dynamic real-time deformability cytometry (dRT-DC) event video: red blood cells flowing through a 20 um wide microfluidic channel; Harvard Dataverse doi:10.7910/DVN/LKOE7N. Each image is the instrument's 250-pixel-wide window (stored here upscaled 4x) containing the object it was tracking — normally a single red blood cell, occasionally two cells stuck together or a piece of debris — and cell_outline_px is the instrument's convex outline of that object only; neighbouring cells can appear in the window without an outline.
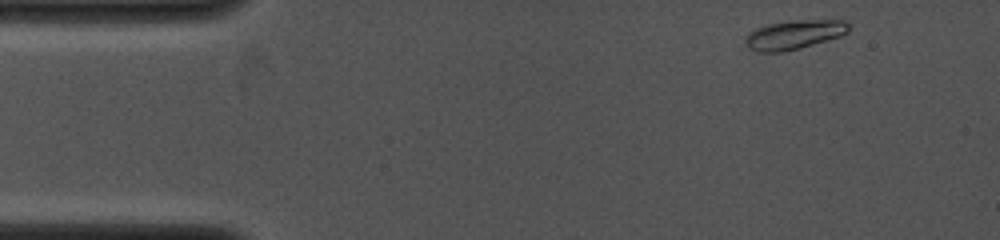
{"species": "common noctule bat (a hibernating species)", "species_latin": "Nyctalus noctula", "temperature_condition": "cold", "stored_images_in_passage": 28, "camera_frame_rate_fps": 4000, "um_per_image_px": 0.085, "animal": {"sex": "female", "body_mass_g": 19.0, "forearm_length_mm": 53.3}, "frame": {"image": 1, "passage_image": 1, "time_ms": 0.0, "image_size_px": [1000, 240], "cell_outline_px": [[848, 32], [840, 36], [828, 40], [800, 48], [784, 52], [756, 52], [748, 48], [744, 44], [744, 36], [748, 32], [756, 28], [768, 24], [800, 20], [844, 20], [848, 24]], "centroid_in_image_um": [67.44, 2.96], "position_along_channel_um": 17.6, "area_um2": 17.63}}
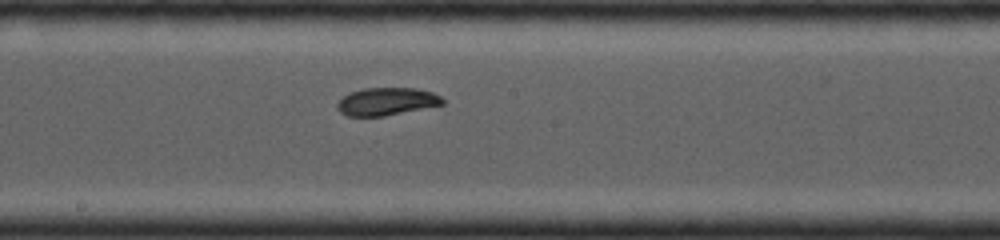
{"frame": {"image": 2, "passage_image": 15, "time_ms": 6.5, "image_size_px": [1000, 240], "cell_outline_px": [[444, 104], [384, 116], [348, 116], [340, 112], [336, 108], [336, 104], [348, 92], [364, 88], [416, 88], [432, 92], [440, 96], [444, 100]], "centroid_in_image_um": [32.84, 8.62], "position_along_channel_um": 215.4, "area_um2": 16.99}}
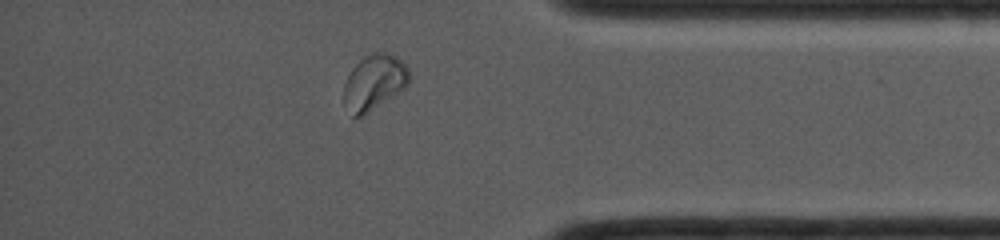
{"frame": {"image": 3, "passage_image": 25, "time_ms": 11.0, "image_size_px": [1000, 240], "cell_outline_px": [[408, 84], [404, 88], [364, 116], [352, 116], [344, 100], [344, 84], [352, 68], [364, 56], [372, 52], [388, 52], [396, 56], [408, 68]], "centroid_in_image_um": [31.8, 6.98], "position_along_channel_um": 403.4, "area_um2": 20.87}}